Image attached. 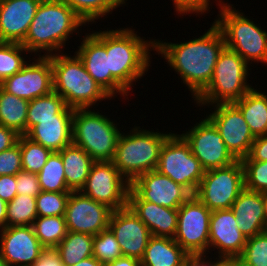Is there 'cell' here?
Instances as JSON below:
<instances>
[{"instance_id": "obj_1", "label": "cell", "mask_w": 267, "mask_h": 266, "mask_svg": "<svg viewBox=\"0 0 267 266\" xmlns=\"http://www.w3.org/2000/svg\"><path fill=\"white\" fill-rule=\"evenodd\" d=\"M196 37V38H195ZM172 43L155 39V54L165 59L194 100L210 83L220 53L226 47L224 36L213 22L207 31L197 37Z\"/></svg>"}, {"instance_id": "obj_2", "label": "cell", "mask_w": 267, "mask_h": 266, "mask_svg": "<svg viewBox=\"0 0 267 266\" xmlns=\"http://www.w3.org/2000/svg\"><path fill=\"white\" fill-rule=\"evenodd\" d=\"M83 25L89 27L62 0H42L21 44L34 57L62 53L73 35L83 31Z\"/></svg>"}, {"instance_id": "obj_3", "label": "cell", "mask_w": 267, "mask_h": 266, "mask_svg": "<svg viewBox=\"0 0 267 266\" xmlns=\"http://www.w3.org/2000/svg\"><path fill=\"white\" fill-rule=\"evenodd\" d=\"M132 27L115 30L107 28L105 30V48L109 54V70L111 75L129 93L133 92L132 87L151 68L153 54L150 51L155 52V39L150 37L148 40L145 36H139L140 33L137 34Z\"/></svg>"}, {"instance_id": "obj_4", "label": "cell", "mask_w": 267, "mask_h": 266, "mask_svg": "<svg viewBox=\"0 0 267 266\" xmlns=\"http://www.w3.org/2000/svg\"><path fill=\"white\" fill-rule=\"evenodd\" d=\"M72 56V57H71ZM53 91L73 109L98 107L99 102L113 99L87 72L74 52L51 55Z\"/></svg>"}, {"instance_id": "obj_5", "label": "cell", "mask_w": 267, "mask_h": 266, "mask_svg": "<svg viewBox=\"0 0 267 266\" xmlns=\"http://www.w3.org/2000/svg\"><path fill=\"white\" fill-rule=\"evenodd\" d=\"M140 126L129 128V132H121L112 163L131 184L143 173L156 170L160 150L172 133L168 130L164 133L154 129H145Z\"/></svg>"}, {"instance_id": "obj_6", "label": "cell", "mask_w": 267, "mask_h": 266, "mask_svg": "<svg viewBox=\"0 0 267 266\" xmlns=\"http://www.w3.org/2000/svg\"><path fill=\"white\" fill-rule=\"evenodd\" d=\"M217 8H219L218 15L213 22L221 30L226 48L238 53L251 67L255 62L266 66V29L225 0L219 7L217 5Z\"/></svg>"}, {"instance_id": "obj_7", "label": "cell", "mask_w": 267, "mask_h": 266, "mask_svg": "<svg viewBox=\"0 0 267 266\" xmlns=\"http://www.w3.org/2000/svg\"><path fill=\"white\" fill-rule=\"evenodd\" d=\"M236 52L224 48L216 62L209 85L193 100L198 107L233 103L254 86L248 83L253 68ZM249 77V78H248Z\"/></svg>"}, {"instance_id": "obj_8", "label": "cell", "mask_w": 267, "mask_h": 266, "mask_svg": "<svg viewBox=\"0 0 267 266\" xmlns=\"http://www.w3.org/2000/svg\"><path fill=\"white\" fill-rule=\"evenodd\" d=\"M113 120L99 109H74L72 143L94 161H112L122 132Z\"/></svg>"}, {"instance_id": "obj_9", "label": "cell", "mask_w": 267, "mask_h": 266, "mask_svg": "<svg viewBox=\"0 0 267 266\" xmlns=\"http://www.w3.org/2000/svg\"><path fill=\"white\" fill-rule=\"evenodd\" d=\"M156 170L195 194L204 169L193 155L189 143L173 131L163 143Z\"/></svg>"}, {"instance_id": "obj_10", "label": "cell", "mask_w": 267, "mask_h": 266, "mask_svg": "<svg viewBox=\"0 0 267 266\" xmlns=\"http://www.w3.org/2000/svg\"><path fill=\"white\" fill-rule=\"evenodd\" d=\"M244 189V168L237 160L229 166L205 171L194 195L212 212L232 208Z\"/></svg>"}, {"instance_id": "obj_11", "label": "cell", "mask_w": 267, "mask_h": 266, "mask_svg": "<svg viewBox=\"0 0 267 266\" xmlns=\"http://www.w3.org/2000/svg\"><path fill=\"white\" fill-rule=\"evenodd\" d=\"M211 211L191 195L179 208L174 240L189 255L209 254Z\"/></svg>"}, {"instance_id": "obj_12", "label": "cell", "mask_w": 267, "mask_h": 266, "mask_svg": "<svg viewBox=\"0 0 267 266\" xmlns=\"http://www.w3.org/2000/svg\"><path fill=\"white\" fill-rule=\"evenodd\" d=\"M129 189L130 183L112 161H95L80 191L114 211L127 207Z\"/></svg>"}, {"instance_id": "obj_13", "label": "cell", "mask_w": 267, "mask_h": 266, "mask_svg": "<svg viewBox=\"0 0 267 266\" xmlns=\"http://www.w3.org/2000/svg\"><path fill=\"white\" fill-rule=\"evenodd\" d=\"M190 127L180 134L189 143L193 155L199 160L204 171L226 167L237 161L226 148L215 125L207 117Z\"/></svg>"}, {"instance_id": "obj_14", "label": "cell", "mask_w": 267, "mask_h": 266, "mask_svg": "<svg viewBox=\"0 0 267 266\" xmlns=\"http://www.w3.org/2000/svg\"><path fill=\"white\" fill-rule=\"evenodd\" d=\"M81 38L75 53L83 61L88 74L114 99L120 95L125 100L129 92L111 75L109 70V54L105 48L104 31H91Z\"/></svg>"}, {"instance_id": "obj_15", "label": "cell", "mask_w": 267, "mask_h": 266, "mask_svg": "<svg viewBox=\"0 0 267 266\" xmlns=\"http://www.w3.org/2000/svg\"><path fill=\"white\" fill-rule=\"evenodd\" d=\"M208 108L211 112L206 117L215 125L230 153L237 160L248 156L256 137L239 108L234 103H217Z\"/></svg>"}, {"instance_id": "obj_16", "label": "cell", "mask_w": 267, "mask_h": 266, "mask_svg": "<svg viewBox=\"0 0 267 266\" xmlns=\"http://www.w3.org/2000/svg\"><path fill=\"white\" fill-rule=\"evenodd\" d=\"M192 194L168 176L151 170L130 184L128 201H148L159 206L178 209Z\"/></svg>"}, {"instance_id": "obj_17", "label": "cell", "mask_w": 267, "mask_h": 266, "mask_svg": "<svg viewBox=\"0 0 267 266\" xmlns=\"http://www.w3.org/2000/svg\"><path fill=\"white\" fill-rule=\"evenodd\" d=\"M0 87L28 101L50 94L53 91L51 56L31 58L19 72L5 78Z\"/></svg>"}, {"instance_id": "obj_18", "label": "cell", "mask_w": 267, "mask_h": 266, "mask_svg": "<svg viewBox=\"0 0 267 266\" xmlns=\"http://www.w3.org/2000/svg\"><path fill=\"white\" fill-rule=\"evenodd\" d=\"M112 211L81 191H72L64 215L67 231L97 235L108 228Z\"/></svg>"}, {"instance_id": "obj_19", "label": "cell", "mask_w": 267, "mask_h": 266, "mask_svg": "<svg viewBox=\"0 0 267 266\" xmlns=\"http://www.w3.org/2000/svg\"><path fill=\"white\" fill-rule=\"evenodd\" d=\"M247 237L238 228L233 210L222 209L211 212L209 231V255L239 258L243 253ZM212 252V253H211ZM218 253V254H217Z\"/></svg>"}, {"instance_id": "obj_20", "label": "cell", "mask_w": 267, "mask_h": 266, "mask_svg": "<svg viewBox=\"0 0 267 266\" xmlns=\"http://www.w3.org/2000/svg\"><path fill=\"white\" fill-rule=\"evenodd\" d=\"M108 227L114 233L122 255L140 261L152 236L146 224L127 206L112 211Z\"/></svg>"}, {"instance_id": "obj_21", "label": "cell", "mask_w": 267, "mask_h": 266, "mask_svg": "<svg viewBox=\"0 0 267 266\" xmlns=\"http://www.w3.org/2000/svg\"><path fill=\"white\" fill-rule=\"evenodd\" d=\"M44 249L32 226H11L0 230L2 263L8 266H31Z\"/></svg>"}, {"instance_id": "obj_22", "label": "cell", "mask_w": 267, "mask_h": 266, "mask_svg": "<svg viewBox=\"0 0 267 266\" xmlns=\"http://www.w3.org/2000/svg\"><path fill=\"white\" fill-rule=\"evenodd\" d=\"M42 0H0V42L22 43Z\"/></svg>"}, {"instance_id": "obj_23", "label": "cell", "mask_w": 267, "mask_h": 266, "mask_svg": "<svg viewBox=\"0 0 267 266\" xmlns=\"http://www.w3.org/2000/svg\"><path fill=\"white\" fill-rule=\"evenodd\" d=\"M72 128L73 114H56V119L36 120L26 136L52 152H60L72 144Z\"/></svg>"}, {"instance_id": "obj_24", "label": "cell", "mask_w": 267, "mask_h": 266, "mask_svg": "<svg viewBox=\"0 0 267 266\" xmlns=\"http://www.w3.org/2000/svg\"><path fill=\"white\" fill-rule=\"evenodd\" d=\"M238 228L247 237L267 230L262 193L244 189L232 204Z\"/></svg>"}, {"instance_id": "obj_25", "label": "cell", "mask_w": 267, "mask_h": 266, "mask_svg": "<svg viewBox=\"0 0 267 266\" xmlns=\"http://www.w3.org/2000/svg\"><path fill=\"white\" fill-rule=\"evenodd\" d=\"M127 206L146 224L152 236L175 237L178 209L148 201H127Z\"/></svg>"}, {"instance_id": "obj_26", "label": "cell", "mask_w": 267, "mask_h": 266, "mask_svg": "<svg viewBox=\"0 0 267 266\" xmlns=\"http://www.w3.org/2000/svg\"><path fill=\"white\" fill-rule=\"evenodd\" d=\"M188 256L174 238L151 236L140 266H182Z\"/></svg>"}, {"instance_id": "obj_27", "label": "cell", "mask_w": 267, "mask_h": 266, "mask_svg": "<svg viewBox=\"0 0 267 266\" xmlns=\"http://www.w3.org/2000/svg\"><path fill=\"white\" fill-rule=\"evenodd\" d=\"M259 89L256 85V88L253 87L241 99L233 102L255 137L267 135V93Z\"/></svg>"}, {"instance_id": "obj_28", "label": "cell", "mask_w": 267, "mask_h": 266, "mask_svg": "<svg viewBox=\"0 0 267 266\" xmlns=\"http://www.w3.org/2000/svg\"><path fill=\"white\" fill-rule=\"evenodd\" d=\"M59 153L63 160L68 189L71 192L80 191L85 185L95 161L81 147L73 143L66 146Z\"/></svg>"}, {"instance_id": "obj_29", "label": "cell", "mask_w": 267, "mask_h": 266, "mask_svg": "<svg viewBox=\"0 0 267 266\" xmlns=\"http://www.w3.org/2000/svg\"><path fill=\"white\" fill-rule=\"evenodd\" d=\"M74 109L66 105L56 92L29 101L26 134L36 125V120L56 119V114H73Z\"/></svg>"}, {"instance_id": "obj_30", "label": "cell", "mask_w": 267, "mask_h": 266, "mask_svg": "<svg viewBox=\"0 0 267 266\" xmlns=\"http://www.w3.org/2000/svg\"><path fill=\"white\" fill-rule=\"evenodd\" d=\"M29 101L9 94L0 87V125L26 135Z\"/></svg>"}, {"instance_id": "obj_31", "label": "cell", "mask_w": 267, "mask_h": 266, "mask_svg": "<svg viewBox=\"0 0 267 266\" xmlns=\"http://www.w3.org/2000/svg\"><path fill=\"white\" fill-rule=\"evenodd\" d=\"M94 235L67 231L66 236L55 247L64 266H72L93 256Z\"/></svg>"}, {"instance_id": "obj_32", "label": "cell", "mask_w": 267, "mask_h": 266, "mask_svg": "<svg viewBox=\"0 0 267 266\" xmlns=\"http://www.w3.org/2000/svg\"><path fill=\"white\" fill-rule=\"evenodd\" d=\"M66 3L86 25L95 24L98 20H103L113 10L126 6L128 0H62ZM103 17V19H102ZM95 22V23H94Z\"/></svg>"}, {"instance_id": "obj_33", "label": "cell", "mask_w": 267, "mask_h": 266, "mask_svg": "<svg viewBox=\"0 0 267 266\" xmlns=\"http://www.w3.org/2000/svg\"><path fill=\"white\" fill-rule=\"evenodd\" d=\"M41 191L71 192L65 179L63 160L59 152H52L45 166L37 174Z\"/></svg>"}, {"instance_id": "obj_34", "label": "cell", "mask_w": 267, "mask_h": 266, "mask_svg": "<svg viewBox=\"0 0 267 266\" xmlns=\"http://www.w3.org/2000/svg\"><path fill=\"white\" fill-rule=\"evenodd\" d=\"M32 227L35 236L45 249L55 248L67 233L64 216H38Z\"/></svg>"}, {"instance_id": "obj_35", "label": "cell", "mask_w": 267, "mask_h": 266, "mask_svg": "<svg viewBox=\"0 0 267 266\" xmlns=\"http://www.w3.org/2000/svg\"><path fill=\"white\" fill-rule=\"evenodd\" d=\"M37 217L36 197L16 195L7 203L6 227L32 226Z\"/></svg>"}, {"instance_id": "obj_36", "label": "cell", "mask_w": 267, "mask_h": 266, "mask_svg": "<svg viewBox=\"0 0 267 266\" xmlns=\"http://www.w3.org/2000/svg\"><path fill=\"white\" fill-rule=\"evenodd\" d=\"M27 54L30 55L29 58ZM30 57V52L22 44L0 42V83L5 78L19 72L30 60Z\"/></svg>"}, {"instance_id": "obj_37", "label": "cell", "mask_w": 267, "mask_h": 266, "mask_svg": "<svg viewBox=\"0 0 267 266\" xmlns=\"http://www.w3.org/2000/svg\"><path fill=\"white\" fill-rule=\"evenodd\" d=\"M17 142L20 144L22 169L38 174L45 166L52 151L32 141L26 135H20Z\"/></svg>"}, {"instance_id": "obj_38", "label": "cell", "mask_w": 267, "mask_h": 266, "mask_svg": "<svg viewBox=\"0 0 267 266\" xmlns=\"http://www.w3.org/2000/svg\"><path fill=\"white\" fill-rule=\"evenodd\" d=\"M122 256L119 243L109 227L94 235L93 257L99 262L106 265Z\"/></svg>"}, {"instance_id": "obj_39", "label": "cell", "mask_w": 267, "mask_h": 266, "mask_svg": "<svg viewBox=\"0 0 267 266\" xmlns=\"http://www.w3.org/2000/svg\"><path fill=\"white\" fill-rule=\"evenodd\" d=\"M240 266H267V230L247 238Z\"/></svg>"}, {"instance_id": "obj_40", "label": "cell", "mask_w": 267, "mask_h": 266, "mask_svg": "<svg viewBox=\"0 0 267 266\" xmlns=\"http://www.w3.org/2000/svg\"><path fill=\"white\" fill-rule=\"evenodd\" d=\"M244 168L245 189L267 192V161H253L249 156L241 159Z\"/></svg>"}, {"instance_id": "obj_41", "label": "cell", "mask_w": 267, "mask_h": 266, "mask_svg": "<svg viewBox=\"0 0 267 266\" xmlns=\"http://www.w3.org/2000/svg\"><path fill=\"white\" fill-rule=\"evenodd\" d=\"M69 195L70 192L41 191L36 196L37 215L41 217L64 216Z\"/></svg>"}, {"instance_id": "obj_42", "label": "cell", "mask_w": 267, "mask_h": 266, "mask_svg": "<svg viewBox=\"0 0 267 266\" xmlns=\"http://www.w3.org/2000/svg\"><path fill=\"white\" fill-rule=\"evenodd\" d=\"M173 3V6L175 7V14L180 15L178 17L181 16H185V15H193L195 14V16L197 17L198 15L202 17V15L204 14H208L212 9L210 7H212L213 5H211L210 1L212 0H171ZM216 1V2H215ZM213 1L214 3H216V5L218 4V6L221 4L222 0H215ZM218 2V3H217ZM211 5V6H210ZM209 11V12H208Z\"/></svg>"}, {"instance_id": "obj_43", "label": "cell", "mask_w": 267, "mask_h": 266, "mask_svg": "<svg viewBox=\"0 0 267 266\" xmlns=\"http://www.w3.org/2000/svg\"><path fill=\"white\" fill-rule=\"evenodd\" d=\"M22 169L20 144L0 152V176L17 175Z\"/></svg>"}, {"instance_id": "obj_44", "label": "cell", "mask_w": 267, "mask_h": 266, "mask_svg": "<svg viewBox=\"0 0 267 266\" xmlns=\"http://www.w3.org/2000/svg\"><path fill=\"white\" fill-rule=\"evenodd\" d=\"M17 195H28L36 197L40 192V184L36 173L21 170L16 175Z\"/></svg>"}, {"instance_id": "obj_45", "label": "cell", "mask_w": 267, "mask_h": 266, "mask_svg": "<svg viewBox=\"0 0 267 266\" xmlns=\"http://www.w3.org/2000/svg\"><path fill=\"white\" fill-rule=\"evenodd\" d=\"M16 175L0 176V198L6 203L10 202L17 195Z\"/></svg>"}, {"instance_id": "obj_46", "label": "cell", "mask_w": 267, "mask_h": 266, "mask_svg": "<svg viewBox=\"0 0 267 266\" xmlns=\"http://www.w3.org/2000/svg\"><path fill=\"white\" fill-rule=\"evenodd\" d=\"M253 161H267V135L257 136L248 155Z\"/></svg>"}, {"instance_id": "obj_47", "label": "cell", "mask_w": 267, "mask_h": 266, "mask_svg": "<svg viewBox=\"0 0 267 266\" xmlns=\"http://www.w3.org/2000/svg\"><path fill=\"white\" fill-rule=\"evenodd\" d=\"M31 266H64L62 259L55 248L44 249L39 259H37Z\"/></svg>"}, {"instance_id": "obj_48", "label": "cell", "mask_w": 267, "mask_h": 266, "mask_svg": "<svg viewBox=\"0 0 267 266\" xmlns=\"http://www.w3.org/2000/svg\"><path fill=\"white\" fill-rule=\"evenodd\" d=\"M19 136L20 135L14 130L0 125V152L14 146L17 143Z\"/></svg>"}, {"instance_id": "obj_49", "label": "cell", "mask_w": 267, "mask_h": 266, "mask_svg": "<svg viewBox=\"0 0 267 266\" xmlns=\"http://www.w3.org/2000/svg\"><path fill=\"white\" fill-rule=\"evenodd\" d=\"M209 257V255H189L182 266H209Z\"/></svg>"}, {"instance_id": "obj_50", "label": "cell", "mask_w": 267, "mask_h": 266, "mask_svg": "<svg viewBox=\"0 0 267 266\" xmlns=\"http://www.w3.org/2000/svg\"><path fill=\"white\" fill-rule=\"evenodd\" d=\"M214 260V261H213ZM213 260L209 258V266H240L238 258H226L213 256Z\"/></svg>"}, {"instance_id": "obj_51", "label": "cell", "mask_w": 267, "mask_h": 266, "mask_svg": "<svg viewBox=\"0 0 267 266\" xmlns=\"http://www.w3.org/2000/svg\"><path fill=\"white\" fill-rule=\"evenodd\" d=\"M105 266H140V261L128 256H122L106 264Z\"/></svg>"}, {"instance_id": "obj_52", "label": "cell", "mask_w": 267, "mask_h": 266, "mask_svg": "<svg viewBox=\"0 0 267 266\" xmlns=\"http://www.w3.org/2000/svg\"><path fill=\"white\" fill-rule=\"evenodd\" d=\"M7 222V203L0 198V230L6 228Z\"/></svg>"}, {"instance_id": "obj_53", "label": "cell", "mask_w": 267, "mask_h": 266, "mask_svg": "<svg viewBox=\"0 0 267 266\" xmlns=\"http://www.w3.org/2000/svg\"><path fill=\"white\" fill-rule=\"evenodd\" d=\"M72 266H105V265L99 262L95 257L91 256L89 258L81 260L80 262Z\"/></svg>"}, {"instance_id": "obj_54", "label": "cell", "mask_w": 267, "mask_h": 266, "mask_svg": "<svg viewBox=\"0 0 267 266\" xmlns=\"http://www.w3.org/2000/svg\"><path fill=\"white\" fill-rule=\"evenodd\" d=\"M262 201H263V208L265 214V221L267 224V192H262Z\"/></svg>"}, {"instance_id": "obj_55", "label": "cell", "mask_w": 267, "mask_h": 266, "mask_svg": "<svg viewBox=\"0 0 267 266\" xmlns=\"http://www.w3.org/2000/svg\"><path fill=\"white\" fill-rule=\"evenodd\" d=\"M2 264V258H1V253H0V265Z\"/></svg>"}, {"instance_id": "obj_56", "label": "cell", "mask_w": 267, "mask_h": 266, "mask_svg": "<svg viewBox=\"0 0 267 266\" xmlns=\"http://www.w3.org/2000/svg\"><path fill=\"white\" fill-rule=\"evenodd\" d=\"M0 266H8V265H6L5 263H2Z\"/></svg>"}]
</instances>
